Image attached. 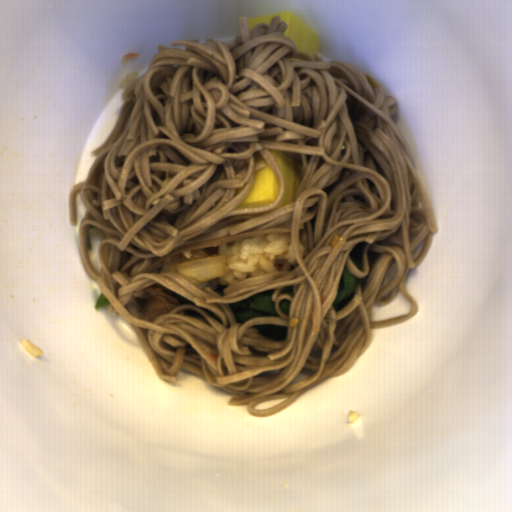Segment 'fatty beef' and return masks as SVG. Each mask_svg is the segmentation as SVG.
Returning a JSON list of instances; mask_svg holds the SVG:
<instances>
[{
  "label": "fatty beef",
  "mask_w": 512,
  "mask_h": 512,
  "mask_svg": "<svg viewBox=\"0 0 512 512\" xmlns=\"http://www.w3.org/2000/svg\"><path fill=\"white\" fill-rule=\"evenodd\" d=\"M179 305L178 300L161 287H147L142 300L143 316L153 320L169 314Z\"/></svg>",
  "instance_id": "fatty-beef-1"
}]
</instances>
